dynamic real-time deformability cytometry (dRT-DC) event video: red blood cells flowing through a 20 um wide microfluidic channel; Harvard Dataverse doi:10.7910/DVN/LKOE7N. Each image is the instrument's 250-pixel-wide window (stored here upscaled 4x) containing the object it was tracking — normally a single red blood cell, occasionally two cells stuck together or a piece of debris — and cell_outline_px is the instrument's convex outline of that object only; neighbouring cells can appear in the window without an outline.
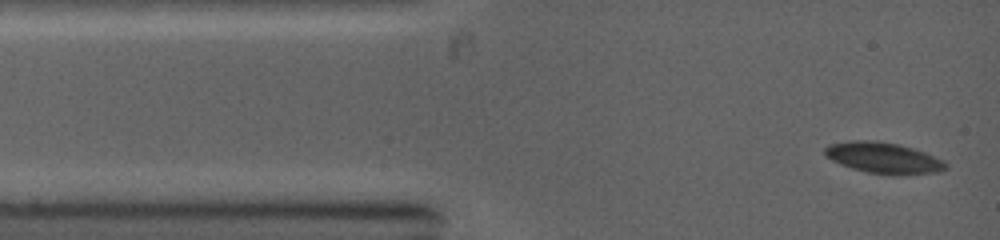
{"species": "common noctule bat (a hibernating species)", "species_latin": "Nyctalus noctula", "temperature_condition": "warm", "stored_images_in_passage": 27, "camera_frame_rate_fps": 5000, "um_per_image_px": 0.085, "animal": {"sex": "female", "body_mass_g": 19.0, "forearm_length_mm": 53.3}, "frame": {"image": 1, "passage_image": 1, "time_ms": 0.0, "image_size_px": [1000, 240], "cell_outline_px": [[948, 168], [936, 172], [868, 172], [852, 168], [840, 164], [824, 156], [824, 148], [828, 144], [848, 140], [876, 140], [896, 144], [912, 148], [924, 152], [944, 160], [948, 164]], "centroid_in_image_um": [75.01, 13.36], "position_along_channel_um": 10.0, "area_um2": 21.1}}
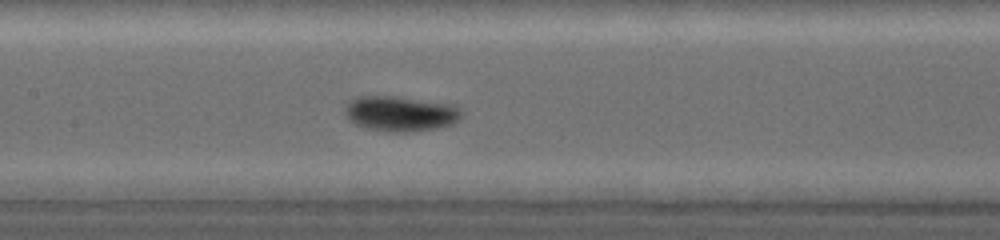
{"frame": {"image": 2, "passage_image": 10, "time_ms": 4.8, "image_size_px": [1000, 240], "cell_outline_px": [[460, 116], [452, 124], [436, 128], [404, 132], [396, 132], [364, 128], [348, 120], [344, 116], [344, 108], [348, 100], [360, 96], [396, 96], [456, 104], [460, 108]], "centroid_in_image_um": [33.98, 9.64], "position_along_channel_um": 173.4, "area_um2": 24.1}}
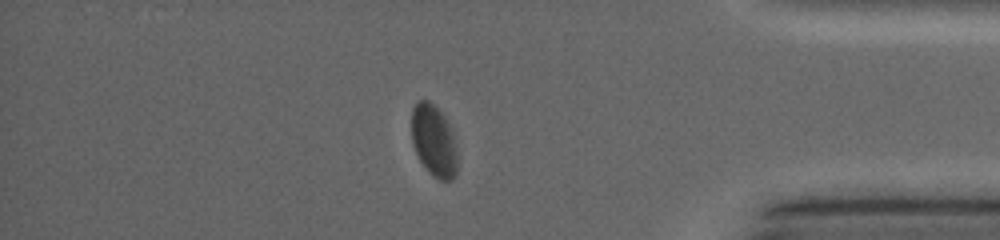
{"frame": {"image": 3, "passage_image": 22, "time_ms": 10.4, "image_size_px": [1000, 240], "cell_outline_px": [[456, 172], [452, 180], [440, 180], [432, 176], [428, 172], [420, 160], [412, 144], [412, 108], [416, 100], [428, 100], [444, 116], [452, 132], [456, 148]], "centroid_in_image_um": [36.85, 11.96], "position_along_channel_um": 398.3, "area_um2": 19.02}}